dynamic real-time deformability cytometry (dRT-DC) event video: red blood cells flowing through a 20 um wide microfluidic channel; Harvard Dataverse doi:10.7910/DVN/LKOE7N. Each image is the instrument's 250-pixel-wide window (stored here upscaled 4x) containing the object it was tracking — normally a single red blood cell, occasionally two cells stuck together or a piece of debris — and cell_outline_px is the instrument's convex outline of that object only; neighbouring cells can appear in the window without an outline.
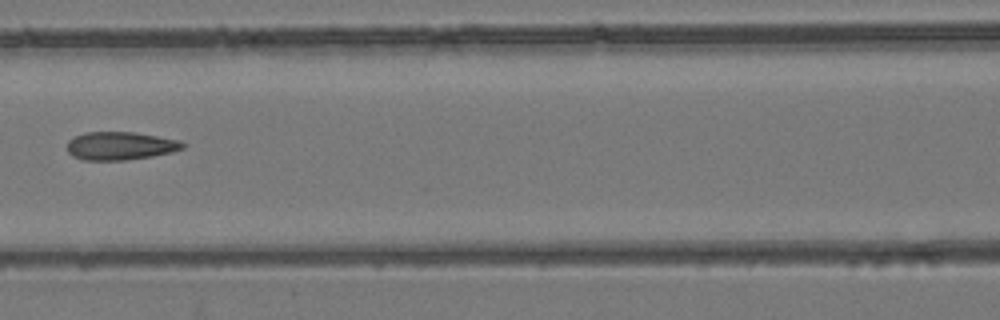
{"species": "common noctule bat (a hibernating species)", "species_latin": "Nyctalus noctula", "temperature_condition": "room temperature", "stored_images_in_passage": 6, "camera_frame_rate_fps": 3000, "um_per_image_px": 0.085, "animal": {"sex": "female", "body_mass_g": 24.6, "forearm_length_mm": 56.2}, "frame": {"image": 1, "passage_image": 6, "time_ms": 6.667, "image_size_px": [1000, 320], "cell_outline_px": [[188, 144], [184, 148], [172, 152], [152, 156], [124, 160], [80, 160], [72, 156], [68, 152], [68, 140], [84, 132], [136, 132], [180, 140]], "centroid_in_image_um": [10.25, 12.39], "position_along_channel_um": 156.4, "area_um2": 19.13}}